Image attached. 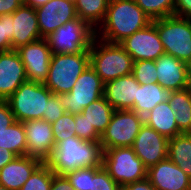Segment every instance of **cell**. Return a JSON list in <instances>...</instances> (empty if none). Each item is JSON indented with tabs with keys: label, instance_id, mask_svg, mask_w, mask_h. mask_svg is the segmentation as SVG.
<instances>
[{
	"label": "cell",
	"instance_id": "42",
	"mask_svg": "<svg viewBox=\"0 0 191 190\" xmlns=\"http://www.w3.org/2000/svg\"><path fill=\"white\" fill-rule=\"evenodd\" d=\"M120 190H157L146 177L145 179L136 181L120 187Z\"/></svg>",
	"mask_w": 191,
	"mask_h": 190
},
{
	"label": "cell",
	"instance_id": "17",
	"mask_svg": "<svg viewBox=\"0 0 191 190\" xmlns=\"http://www.w3.org/2000/svg\"><path fill=\"white\" fill-rule=\"evenodd\" d=\"M147 178L157 190L191 189V178L168 157L149 167Z\"/></svg>",
	"mask_w": 191,
	"mask_h": 190
},
{
	"label": "cell",
	"instance_id": "26",
	"mask_svg": "<svg viewBox=\"0 0 191 190\" xmlns=\"http://www.w3.org/2000/svg\"><path fill=\"white\" fill-rule=\"evenodd\" d=\"M114 111L115 109L111 104L104 97H101L85 107L82 110V114L90 126H93L94 129L102 135L108 127Z\"/></svg>",
	"mask_w": 191,
	"mask_h": 190
},
{
	"label": "cell",
	"instance_id": "24",
	"mask_svg": "<svg viewBox=\"0 0 191 190\" xmlns=\"http://www.w3.org/2000/svg\"><path fill=\"white\" fill-rule=\"evenodd\" d=\"M170 108L175 112V120L181 133H191V86L172 91L168 99Z\"/></svg>",
	"mask_w": 191,
	"mask_h": 190
},
{
	"label": "cell",
	"instance_id": "14",
	"mask_svg": "<svg viewBox=\"0 0 191 190\" xmlns=\"http://www.w3.org/2000/svg\"><path fill=\"white\" fill-rule=\"evenodd\" d=\"M35 11L42 38L78 17L73 0H50Z\"/></svg>",
	"mask_w": 191,
	"mask_h": 190
},
{
	"label": "cell",
	"instance_id": "39",
	"mask_svg": "<svg viewBox=\"0 0 191 190\" xmlns=\"http://www.w3.org/2000/svg\"><path fill=\"white\" fill-rule=\"evenodd\" d=\"M173 15L191 18V0H175Z\"/></svg>",
	"mask_w": 191,
	"mask_h": 190
},
{
	"label": "cell",
	"instance_id": "45",
	"mask_svg": "<svg viewBox=\"0 0 191 190\" xmlns=\"http://www.w3.org/2000/svg\"><path fill=\"white\" fill-rule=\"evenodd\" d=\"M0 190H8V189L0 184Z\"/></svg>",
	"mask_w": 191,
	"mask_h": 190
},
{
	"label": "cell",
	"instance_id": "28",
	"mask_svg": "<svg viewBox=\"0 0 191 190\" xmlns=\"http://www.w3.org/2000/svg\"><path fill=\"white\" fill-rule=\"evenodd\" d=\"M0 148L7 149L17 156L27 155V142L22 122L16 121L6 130L0 131Z\"/></svg>",
	"mask_w": 191,
	"mask_h": 190
},
{
	"label": "cell",
	"instance_id": "29",
	"mask_svg": "<svg viewBox=\"0 0 191 190\" xmlns=\"http://www.w3.org/2000/svg\"><path fill=\"white\" fill-rule=\"evenodd\" d=\"M135 3L150 17L156 20L174 13L175 0H134Z\"/></svg>",
	"mask_w": 191,
	"mask_h": 190
},
{
	"label": "cell",
	"instance_id": "12",
	"mask_svg": "<svg viewBox=\"0 0 191 190\" xmlns=\"http://www.w3.org/2000/svg\"><path fill=\"white\" fill-rule=\"evenodd\" d=\"M21 61L25 67L27 80L30 82L43 83L49 72L52 51L45 38L17 49Z\"/></svg>",
	"mask_w": 191,
	"mask_h": 190
},
{
	"label": "cell",
	"instance_id": "18",
	"mask_svg": "<svg viewBox=\"0 0 191 190\" xmlns=\"http://www.w3.org/2000/svg\"><path fill=\"white\" fill-rule=\"evenodd\" d=\"M26 81L25 67L17 50L0 52V100H7Z\"/></svg>",
	"mask_w": 191,
	"mask_h": 190
},
{
	"label": "cell",
	"instance_id": "8",
	"mask_svg": "<svg viewBox=\"0 0 191 190\" xmlns=\"http://www.w3.org/2000/svg\"><path fill=\"white\" fill-rule=\"evenodd\" d=\"M102 167L120 187L147 177V168L132 147L104 150Z\"/></svg>",
	"mask_w": 191,
	"mask_h": 190
},
{
	"label": "cell",
	"instance_id": "7",
	"mask_svg": "<svg viewBox=\"0 0 191 190\" xmlns=\"http://www.w3.org/2000/svg\"><path fill=\"white\" fill-rule=\"evenodd\" d=\"M94 38L95 30L78 17L45 37L52 54L89 52Z\"/></svg>",
	"mask_w": 191,
	"mask_h": 190
},
{
	"label": "cell",
	"instance_id": "25",
	"mask_svg": "<svg viewBox=\"0 0 191 190\" xmlns=\"http://www.w3.org/2000/svg\"><path fill=\"white\" fill-rule=\"evenodd\" d=\"M167 157L191 178V133L169 139Z\"/></svg>",
	"mask_w": 191,
	"mask_h": 190
},
{
	"label": "cell",
	"instance_id": "22",
	"mask_svg": "<svg viewBox=\"0 0 191 190\" xmlns=\"http://www.w3.org/2000/svg\"><path fill=\"white\" fill-rule=\"evenodd\" d=\"M144 123L168 140L182 134L175 120V112L170 108L168 101L156 105L145 115Z\"/></svg>",
	"mask_w": 191,
	"mask_h": 190
},
{
	"label": "cell",
	"instance_id": "35",
	"mask_svg": "<svg viewBox=\"0 0 191 190\" xmlns=\"http://www.w3.org/2000/svg\"><path fill=\"white\" fill-rule=\"evenodd\" d=\"M13 13L0 16V52L12 50Z\"/></svg>",
	"mask_w": 191,
	"mask_h": 190
},
{
	"label": "cell",
	"instance_id": "36",
	"mask_svg": "<svg viewBox=\"0 0 191 190\" xmlns=\"http://www.w3.org/2000/svg\"><path fill=\"white\" fill-rule=\"evenodd\" d=\"M90 190H120V186L101 167L91 178Z\"/></svg>",
	"mask_w": 191,
	"mask_h": 190
},
{
	"label": "cell",
	"instance_id": "1",
	"mask_svg": "<svg viewBox=\"0 0 191 190\" xmlns=\"http://www.w3.org/2000/svg\"><path fill=\"white\" fill-rule=\"evenodd\" d=\"M153 22L134 0H110L104 20L95 36L110 43H120Z\"/></svg>",
	"mask_w": 191,
	"mask_h": 190
},
{
	"label": "cell",
	"instance_id": "40",
	"mask_svg": "<svg viewBox=\"0 0 191 190\" xmlns=\"http://www.w3.org/2000/svg\"><path fill=\"white\" fill-rule=\"evenodd\" d=\"M50 190H74V188L65 175H55L53 173Z\"/></svg>",
	"mask_w": 191,
	"mask_h": 190
},
{
	"label": "cell",
	"instance_id": "3",
	"mask_svg": "<svg viewBox=\"0 0 191 190\" xmlns=\"http://www.w3.org/2000/svg\"><path fill=\"white\" fill-rule=\"evenodd\" d=\"M90 66L105 84L132 74L133 59L119 43H110L96 37L89 49Z\"/></svg>",
	"mask_w": 191,
	"mask_h": 190
},
{
	"label": "cell",
	"instance_id": "15",
	"mask_svg": "<svg viewBox=\"0 0 191 190\" xmlns=\"http://www.w3.org/2000/svg\"><path fill=\"white\" fill-rule=\"evenodd\" d=\"M27 142V155L45 163L55 148L51 123L45 120L23 122Z\"/></svg>",
	"mask_w": 191,
	"mask_h": 190
},
{
	"label": "cell",
	"instance_id": "31",
	"mask_svg": "<svg viewBox=\"0 0 191 190\" xmlns=\"http://www.w3.org/2000/svg\"><path fill=\"white\" fill-rule=\"evenodd\" d=\"M51 126L53 130L55 146L63 140H67L70 137H76L75 119L74 115L71 113L64 114L59 119L52 122Z\"/></svg>",
	"mask_w": 191,
	"mask_h": 190
},
{
	"label": "cell",
	"instance_id": "41",
	"mask_svg": "<svg viewBox=\"0 0 191 190\" xmlns=\"http://www.w3.org/2000/svg\"><path fill=\"white\" fill-rule=\"evenodd\" d=\"M23 4V0H0V16L12 14Z\"/></svg>",
	"mask_w": 191,
	"mask_h": 190
},
{
	"label": "cell",
	"instance_id": "21",
	"mask_svg": "<svg viewBox=\"0 0 191 190\" xmlns=\"http://www.w3.org/2000/svg\"><path fill=\"white\" fill-rule=\"evenodd\" d=\"M42 163L28 155L17 156L0 170V184L8 190H19Z\"/></svg>",
	"mask_w": 191,
	"mask_h": 190
},
{
	"label": "cell",
	"instance_id": "33",
	"mask_svg": "<svg viewBox=\"0 0 191 190\" xmlns=\"http://www.w3.org/2000/svg\"><path fill=\"white\" fill-rule=\"evenodd\" d=\"M101 167H86L67 173L74 190H90L91 178Z\"/></svg>",
	"mask_w": 191,
	"mask_h": 190
},
{
	"label": "cell",
	"instance_id": "27",
	"mask_svg": "<svg viewBox=\"0 0 191 190\" xmlns=\"http://www.w3.org/2000/svg\"><path fill=\"white\" fill-rule=\"evenodd\" d=\"M109 1L110 0H74L78 18L96 30L104 20Z\"/></svg>",
	"mask_w": 191,
	"mask_h": 190
},
{
	"label": "cell",
	"instance_id": "10",
	"mask_svg": "<svg viewBox=\"0 0 191 190\" xmlns=\"http://www.w3.org/2000/svg\"><path fill=\"white\" fill-rule=\"evenodd\" d=\"M103 90L104 83L89 65L79 76L72 90L60 95V98L66 113L75 115L82 113L85 107L103 97Z\"/></svg>",
	"mask_w": 191,
	"mask_h": 190
},
{
	"label": "cell",
	"instance_id": "37",
	"mask_svg": "<svg viewBox=\"0 0 191 190\" xmlns=\"http://www.w3.org/2000/svg\"><path fill=\"white\" fill-rule=\"evenodd\" d=\"M66 114V110L63 107L60 95L52 94L48 100L46 113H44L42 120L52 123Z\"/></svg>",
	"mask_w": 191,
	"mask_h": 190
},
{
	"label": "cell",
	"instance_id": "43",
	"mask_svg": "<svg viewBox=\"0 0 191 190\" xmlns=\"http://www.w3.org/2000/svg\"><path fill=\"white\" fill-rule=\"evenodd\" d=\"M17 157L16 154H14L13 152L4 149V148H0V170L9 162H11L12 160H14Z\"/></svg>",
	"mask_w": 191,
	"mask_h": 190
},
{
	"label": "cell",
	"instance_id": "9",
	"mask_svg": "<svg viewBox=\"0 0 191 190\" xmlns=\"http://www.w3.org/2000/svg\"><path fill=\"white\" fill-rule=\"evenodd\" d=\"M144 117L132 110H115L106 130L101 135L103 151L115 147H132Z\"/></svg>",
	"mask_w": 191,
	"mask_h": 190
},
{
	"label": "cell",
	"instance_id": "30",
	"mask_svg": "<svg viewBox=\"0 0 191 190\" xmlns=\"http://www.w3.org/2000/svg\"><path fill=\"white\" fill-rule=\"evenodd\" d=\"M53 172L46 163H42L19 190H50Z\"/></svg>",
	"mask_w": 191,
	"mask_h": 190
},
{
	"label": "cell",
	"instance_id": "38",
	"mask_svg": "<svg viewBox=\"0 0 191 190\" xmlns=\"http://www.w3.org/2000/svg\"><path fill=\"white\" fill-rule=\"evenodd\" d=\"M15 116L7 100H0V131L6 130L15 123Z\"/></svg>",
	"mask_w": 191,
	"mask_h": 190
},
{
	"label": "cell",
	"instance_id": "13",
	"mask_svg": "<svg viewBox=\"0 0 191 190\" xmlns=\"http://www.w3.org/2000/svg\"><path fill=\"white\" fill-rule=\"evenodd\" d=\"M132 148L148 169L167 158L168 139L144 123L134 140Z\"/></svg>",
	"mask_w": 191,
	"mask_h": 190
},
{
	"label": "cell",
	"instance_id": "34",
	"mask_svg": "<svg viewBox=\"0 0 191 190\" xmlns=\"http://www.w3.org/2000/svg\"><path fill=\"white\" fill-rule=\"evenodd\" d=\"M75 133L76 137L84 141L100 142L101 135L90 126L89 122L82 113L75 114Z\"/></svg>",
	"mask_w": 191,
	"mask_h": 190
},
{
	"label": "cell",
	"instance_id": "23",
	"mask_svg": "<svg viewBox=\"0 0 191 190\" xmlns=\"http://www.w3.org/2000/svg\"><path fill=\"white\" fill-rule=\"evenodd\" d=\"M171 93L170 89L163 88L159 83L139 85L131 110L144 117L156 105L168 101Z\"/></svg>",
	"mask_w": 191,
	"mask_h": 190
},
{
	"label": "cell",
	"instance_id": "32",
	"mask_svg": "<svg viewBox=\"0 0 191 190\" xmlns=\"http://www.w3.org/2000/svg\"><path fill=\"white\" fill-rule=\"evenodd\" d=\"M156 73L155 61L140 60L133 63L132 75L140 85L158 83Z\"/></svg>",
	"mask_w": 191,
	"mask_h": 190
},
{
	"label": "cell",
	"instance_id": "6",
	"mask_svg": "<svg viewBox=\"0 0 191 190\" xmlns=\"http://www.w3.org/2000/svg\"><path fill=\"white\" fill-rule=\"evenodd\" d=\"M53 93L43 84L26 81L7 99L15 120H39L46 113L47 103Z\"/></svg>",
	"mask_w": 191,
	"mask_h": 190
},
{
	"label": "cell",
	"instance_id": "20",
	"mask_svg": "<svg viewBox=\"0 0 191 190\" xmlns=\"http://www.w3.org/2000/svg\"><path fill=\"white\" fill-rule=\"evenodd\" d=\"M139 85L132 74L121 76L104 84L103 97L115 110H131Z\"/></svg>",
	"mask_w": 191,
	"mask_h": 190
},
{
	"label": "cell",
	"instance_id": "5",
	"mask_svg": "<svg viewBox=\"0 0 191 190\" xmlns=\"http://www.w3.org/2000/svg\"><path fill=\"white\" fill-rule=\"evenodd\" d=\"M165 53L191 63V18L167 16L153 20Z\"/></svg>",
	"mask_w": 191,
	"mask_h": 190
},
{
	"label": "cell",
	"instance_id": "46",
	"mask_svg": "<svg viewBox=\"0 0 191 190\" xmlns=\"http://www.w3.org/2000/svg\"><path fill=\"white\" fill-rule=\"evenodd\" d=\"M190 78H191V63L189 64Z\"/></svg>",
	"mask_w": 191,
	"mask_h": 190
},
{
	"label": "cell",
	"instance_id": "19",
	"mask_svg": "<svg viewBox=\"0 0 191 190\" xmlns=\"http://www.w3.org/2000/svg\"><path fill=\"white\" fill-rule=\"evenodd\" d=\"M12 32V50L42 39L34 8L22 4L13 12Z\"/></svg>",
	"mask_w": 191,
	"mask_h": 190
},
{
	"label": "cell",
	"instance_id": "44",
	"mask_svg": "<svg viewBox=\"0 0 191 190\" xmlns=\"http://www.w3.org/2000/svg\"><path fill=\"white\" fill-rule=\"evenodd\" d=\"M49 1L50 0H23V4L28 5L34 9H37Z\"/></svg>",
	"mask_w": 191,
	"mask_h": 190
},
{
	"label": "cell",
	"instance_id": "4",
	"mask_svg": "<svg viewBox=\"0 0 191 190\" xmlns=\"http://www.w3.org/2000/svg\"><path fill=\"white\" fill-rule=\"evenodd\" d=\"M90 65V53L52 54L44 85L53 93H69L79 76Z\"/></svg>",
	"mask_w": 191,
	"mask_h": 190
},
{
	"label": "cell",
	"instance_id": "11",
	"mask_svg": "<svg viewBox=\"0 0 191 190\" xmlns=\"http://www.w3.org/2000/svg\"><path fill=\"white\" fill-rule=\"evenodd\" d=\"M119 44L132 57L133 61H155L159 56L165 54L164 47L157 31V26L154 22L134 32Z\"/></svg>",
	"mask_w": 191,
	"mask_h": 190
},
{
	"label": "cell",
	"instance_id": "16",
	"mask_svg": "<svg viewBox=\"0 0 191 190\" xmlns=\"http://www.w3.org/2000/svg\"><path fill=\"white\" fill-rule=\"evenodd\" d=\"M158 83L171 91H179L191 86L189 64L163 54L155 60Z\"/></svg>",
	"mask_w": 191,
	"mask_h": 190
},
{
	"label": "cell",
	"instance_id": "2",
	"mask_svg": "<svg viewBox=\"0 0 191 190\" xmlns=\"http://www.w3.org/2000/svg\"><path fill=\"white\" fill-rule=\"evenodd\" d=\"M103 149L100 142L70 137L59 142L45 162L55 175H66L86 167H102Z\"/></svg>",
	"mask_w": 191,
	"mask_h": 190
}]
</instances>
